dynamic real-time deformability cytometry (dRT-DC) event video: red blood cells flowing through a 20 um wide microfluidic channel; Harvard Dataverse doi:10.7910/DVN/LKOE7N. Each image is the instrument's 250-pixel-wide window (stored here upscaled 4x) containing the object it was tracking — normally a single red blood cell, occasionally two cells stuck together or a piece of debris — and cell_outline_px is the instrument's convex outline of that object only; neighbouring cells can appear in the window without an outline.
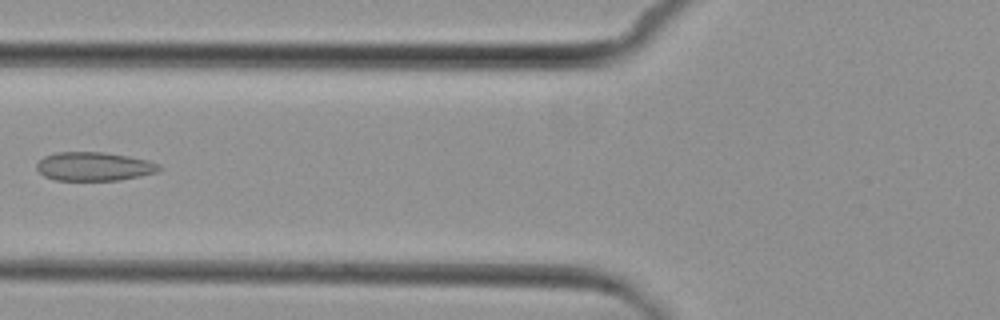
{"species": "common noctule bat (a hibernating species)", "species_latin": "Nyctalus noctula", "temperature_condition": "cold", "stored_images_in_passage": 6, "camera_frame_rate_fps": 3000, "um_per_image_px": 0.085, "animal": {"sex": "female", "body_mass_g": 29.2, "forearm_length_mm": 56.3}, "frame": {"image": 1, "passage_image": 6, "time_ms": 6.667, "image_size_px": [1000, 320], "cell_outline_px": [[160, 168], [156, 172], [140, 176], [120, 180], [56, 180], [44, 176], [36, 168], [36, 164], [44, 156], [56, 152], [104, 152], [128, 156], [148, 160], [160, 164]], "centroid_in_image_um": [7.98, 14.14], "position_along_channel_um": 117.8, "area_um2": 20.46}}